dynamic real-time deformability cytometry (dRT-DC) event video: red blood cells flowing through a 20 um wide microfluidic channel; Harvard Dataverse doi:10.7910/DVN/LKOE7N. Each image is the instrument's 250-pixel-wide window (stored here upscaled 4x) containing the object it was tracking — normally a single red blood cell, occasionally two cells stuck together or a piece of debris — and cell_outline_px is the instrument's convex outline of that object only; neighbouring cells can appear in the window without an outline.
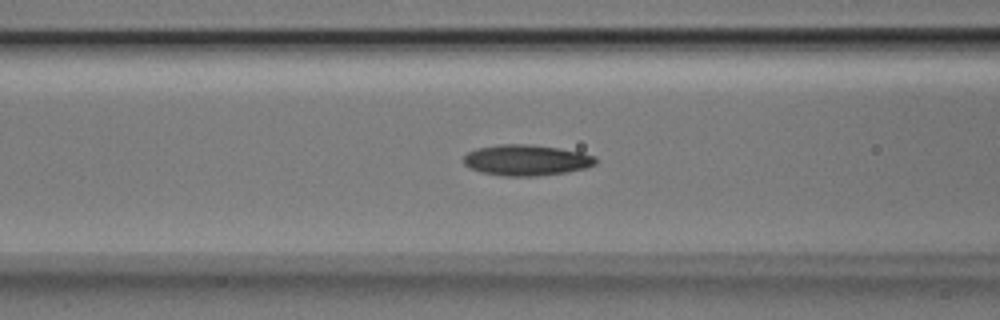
{"species": "Egyptian fruit bat (a non-hibernating species)", "species_latin": "Rousettus aegyptiacus", "temperature_condition": "room temperature", "stored_images_in_passage": 40, "camera_frame_rate_fps": 3000, "um_per_image_px": 0.085, "animal": {"sex": "male"}, "frame": {"image": 1, "passage_image": 9, "time_ms": 2.667, "image_size_px": [1000, 320], "cell_outline_px": [[596, 164], [588, 168], [568, 172], [536, 176], [504, 176], [480, 172], [468, 168], [464, 164], [464, 156], [468, 152], [476, 148], [500, 144], [528, 144], [560, 148], [580, 152], [596, 156]], "centroid_in_image_um": [44.74, 13.61], "position_along_channel_um": 121.9, "area_um2": 23.99}}
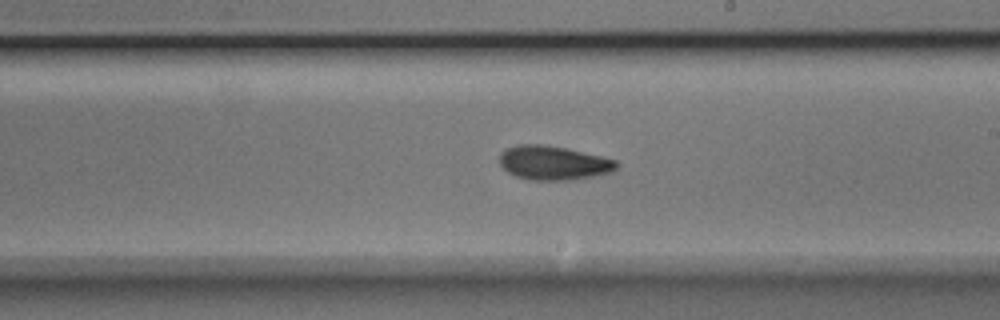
{"frame": {"image": 2, "passage_image": 18, "time_ms": 5.667, "image_size_px": [1000, 320], "cell_outline_px": [[620, 164], [612, 172], [572, 180], [528, 180], [516, 176], [508, 172], [500, 164], [500, 152], [504, 148], [516, 144], [544, 144], [568, 148], [604, 156], [616, 160]], "centroid_in_image_um": [47.05, 13.83], "position_along_channel_um": 242.0, "area_um2": 23.64}}
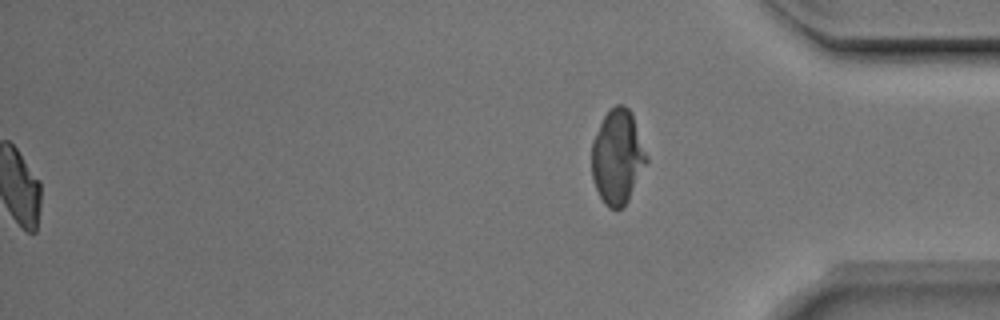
{"frame": {"image": 3, "passage_image": 40, "time_ms": 13.0, "image_size_px": [1000, 320], "cell_outline_px": [[648, 160], [624, 208], [608, 208], [604, 204], [596, 188], [592, 176], [592, 140], [604, 116], [616, 104], [624, 104], [632, 112]], "centroid_in_image_um": [52.48, 13.34], "position_along_channel_um": 382.7, "area_um2": 29.88}, "authors_computed_cell_mechanics": {"area_um2": 22.253, "velocity_mm_per_s": 4.0071, "shape_relaxation_time_tau1_ms": 5.0124, "shape_relaxation_time_tau2_ms": 3.5895, "deformation_change_tau1": 0.1407, "deformation_change_tau2": 0.0973}}